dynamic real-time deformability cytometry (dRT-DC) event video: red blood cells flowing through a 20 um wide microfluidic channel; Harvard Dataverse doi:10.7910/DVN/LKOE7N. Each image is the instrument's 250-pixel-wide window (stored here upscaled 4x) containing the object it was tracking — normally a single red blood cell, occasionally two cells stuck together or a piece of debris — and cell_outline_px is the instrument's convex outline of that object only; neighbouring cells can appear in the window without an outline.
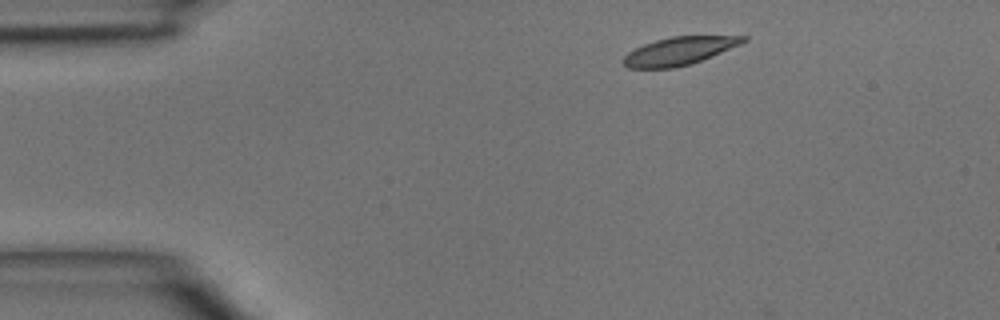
{"species": "common noctule bat (a hibernating species)", "species_latin": "Nyctalus noctula", "temperature_condition": "room temperature", "stored_images_in_passage": 4, "camera_frame_rate_fps": 3000, "um_per_image_px": 0.085, "animal": {"sex": "male", "body_mass_g": 15.6}, "frame": {"image": 1, "passage_image": 1, "time_ms": 0.0, "image_size_px": [1000, 320], "cell_outline_px": [[748, 40], [740, 44], [712, 56], [692, 64], [676, 68], [628, 68], [620, 60], [628, 52], [644, 44], [656, 40], [672, 36], [748, 36]], "centroid_in_image_um": [57.72, 4.34], "position_along_channel_um": 27.3, "area_um2": 19.54}}
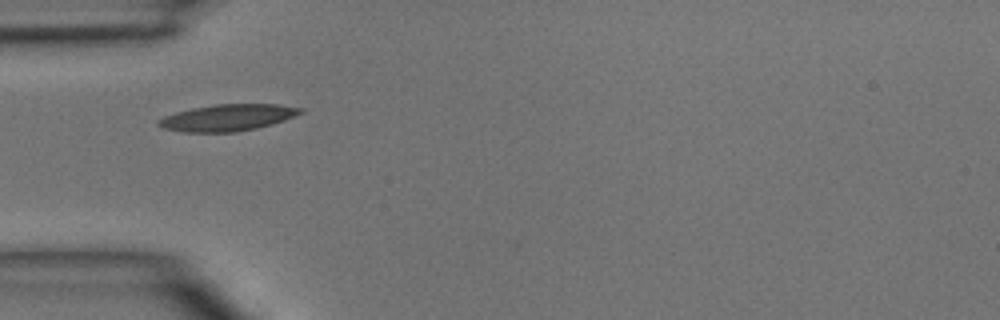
{"frame": {"image": 2, "passage_image": 3, "time_ms": 2.333, "image_size_px": [1000, 320], "cell_outline_px": [[304, 112], [284, 120], [272, 124], [256, 128], [236, 132], [184, 132], [164, 128], [156, 124], [156, 120], [164, 116], [176, 112], [192, 108], [216, 104], [276, 104], [304, 108]], "centroid_in_image_um": [19.34, 9.99], "position_along_channel_um": 65.7, "area_um2": 22.02}}
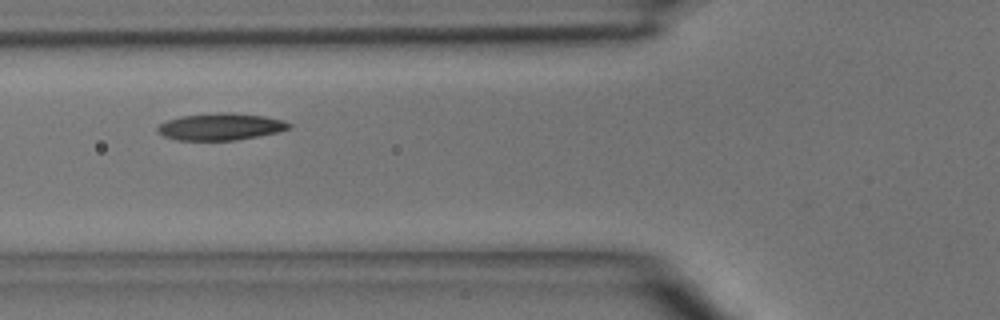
{"frame": {"image": 3, "passage_image": 4, "time_ms": 3.333, "image_size_px": [1000, 320], "cell_outline_px": [[292, 128], [276, 132], [236, 140], [176, 140], [164, 136], [156, 132], [156, 128], [160, 124], [168, 120], [180, 116], [216, 112], [232, 112], [264, 116], [284, 120], [292, 124]], "centroid_in_image_um": [18.74, 10.76], "position_along_channel_um": 107.1, "area_um2": 20.75}}